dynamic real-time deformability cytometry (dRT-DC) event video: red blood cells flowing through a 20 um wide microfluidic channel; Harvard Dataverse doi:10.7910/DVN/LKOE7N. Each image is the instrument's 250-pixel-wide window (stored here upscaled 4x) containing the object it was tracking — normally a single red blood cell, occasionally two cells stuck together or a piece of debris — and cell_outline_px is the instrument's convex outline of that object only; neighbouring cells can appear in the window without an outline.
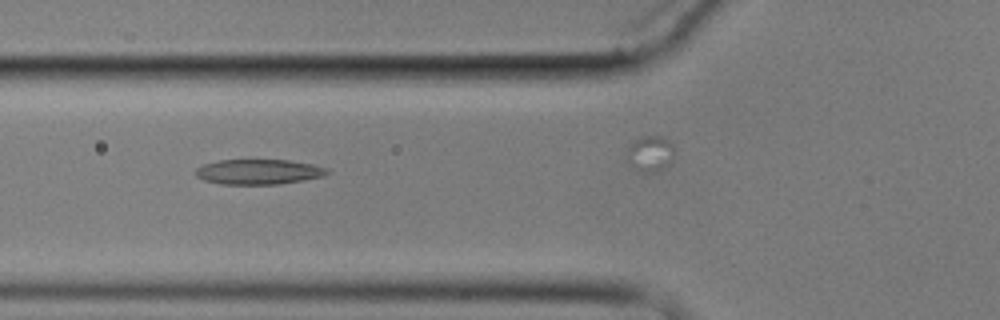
{"species": "common noctule bat (a hibernating species)", "species_latin": "Nyctalus noctula", "temperature_condition": "cold", "stored_images_in_passage": 9, "camera_frame_rate_fps": 3000, "um_per_image_px": 0.085, "animal": {"sex": "male", "body_mass_g": 17.9}, "frame": {"image": 1, "passage_image": 6, "time_ms": 6.667, "image_size_px": [1000, 320], "cell_outline_px": [[332, 172], [324, 176], [304, 180], [280, 184], [220, 184], [204, 180], [196, 176], [196, 168], [204, 164], [220, 160], [288, 160], [316, 164], [328, 168]], "centroid_in_image_um": [22.05, 14.6], "position_along_channel_um": 103.8, "area_um2": 19.42}}
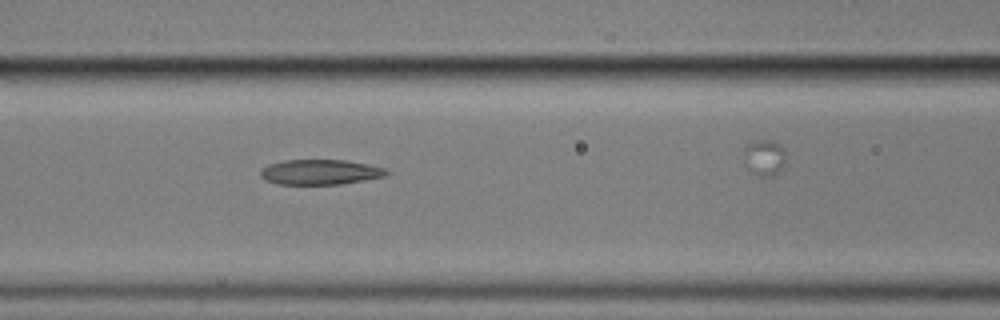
{"frame": {"image": 2, "passage_image": 7, "time_ms": 7.667, "image_size_px": [1000, 320], "cell_outline_px": [[392, 172], [384, 176], [364, 180], [340, 184], [276, 184], [260, 176], [260, 168], [268, 164], [284, 160], [348, 160], [368, 164], [384, 168]], "centroid_in_image_um": [27.21, 14.62], "position_along_channel_um": 139.4, "area_um2": 18.5}}